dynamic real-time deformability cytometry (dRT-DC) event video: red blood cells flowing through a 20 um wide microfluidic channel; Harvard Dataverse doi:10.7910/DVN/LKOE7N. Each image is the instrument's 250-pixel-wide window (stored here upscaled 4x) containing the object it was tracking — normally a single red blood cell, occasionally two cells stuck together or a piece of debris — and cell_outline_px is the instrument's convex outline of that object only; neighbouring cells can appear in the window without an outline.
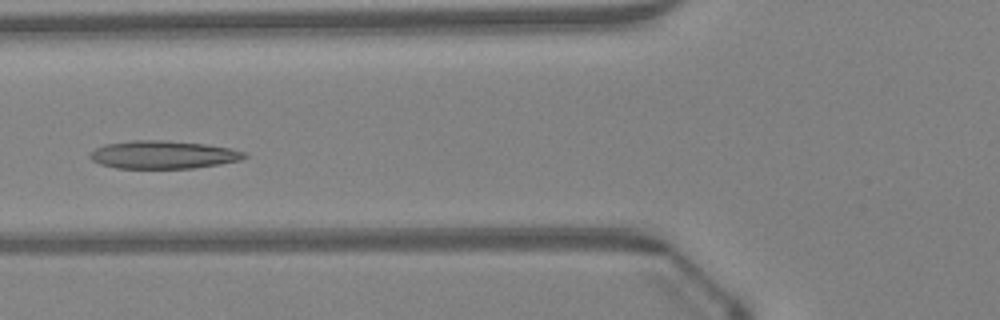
{"species": "Egyptian fruit bat (a non-hibernating species)", "species_latin": "Rousettus aegyptiacus", "temperature_condition": "warm", "stored_images_in_passage": 47, "camera_frame_rate_fps": 3000, "um_per_image_px": 0.085, "animal": {"sex": "female"}, "frame": {"image": 1, "passage_image": 18, "time_ms": 5.667, "image_size_px": [1000, 320], "cell_outline_px": [[248, 156], [240, 160], [220, 164], [192, 168], [116, 168], [100, 164], [92, 160], [88, 156], [96, 148], [104, 144], [132, 140], [164, 140], [208, 144], [228, 148], [244, 152]], "centroid_in_image_um": [13.85, 13.14], "position_along_channel_um": 111.9, "area_um2": 25.14}}
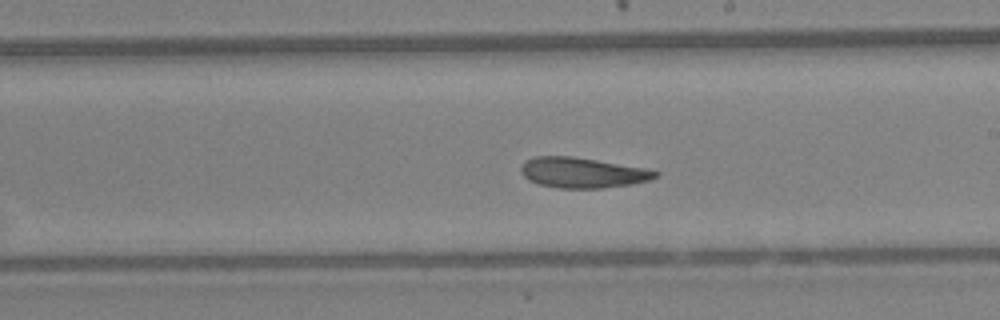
{"frame": {"image": 2, "passage_image": 27, "time_ms": 8.667, "image_size_px": [1000, 320], "cell_outline_px": [[660, 176], [648, 180], [632, 184], [604, 188], [560, 188], [540, 184], [528, 180], [520, 172], [520, 168], [524, 160], [536, 156], [572, 156], [648, 168], [660, 172]], "centroid_in_image_um": [49.53, 14.67], "position_along_channel_um": 239.5, "area_um2": 23.99}}
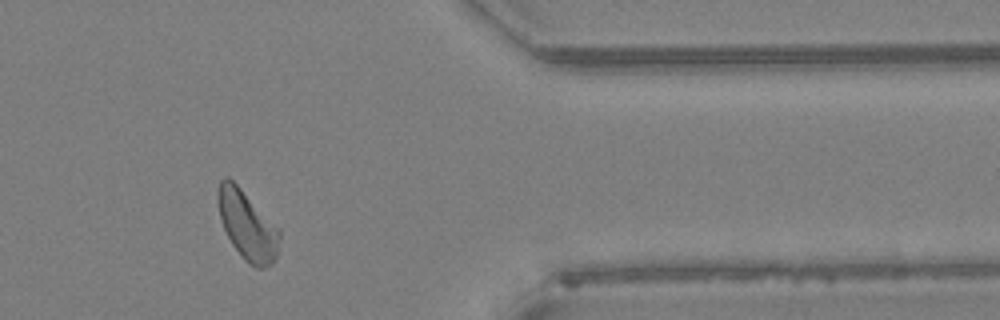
{"frame": {"image": 3, "passage_image": 39, "time_ms": 12.667, "image_size_px": [1000, 320], "cell_outline_px": [[280, 236], [276, 256], [272, 264], [264, 268], [256, 268], [248, 264], [244, 260], [232, 244], [224, 228], [220, 216], [216, 200], [216, 192], [220, 180], [224, 176], [228, 176], [280, 228]], "centroid_in_image_um": [21.01, 19.15], "position_along_channel_um": 390.4, "area_um2": 24.85}, "authors_computed_cell_mechanics": {"area_um2": 24.9118, "velocity_mm_per_s": 4.2742, "shape_relaxation_time_tau1_ms": 8.1358, "shape_relaxation_time_tau2_ms": 6.0886, "deformation_change_tau1": 0.167, "deformation_change_tau2": 0.1333}}